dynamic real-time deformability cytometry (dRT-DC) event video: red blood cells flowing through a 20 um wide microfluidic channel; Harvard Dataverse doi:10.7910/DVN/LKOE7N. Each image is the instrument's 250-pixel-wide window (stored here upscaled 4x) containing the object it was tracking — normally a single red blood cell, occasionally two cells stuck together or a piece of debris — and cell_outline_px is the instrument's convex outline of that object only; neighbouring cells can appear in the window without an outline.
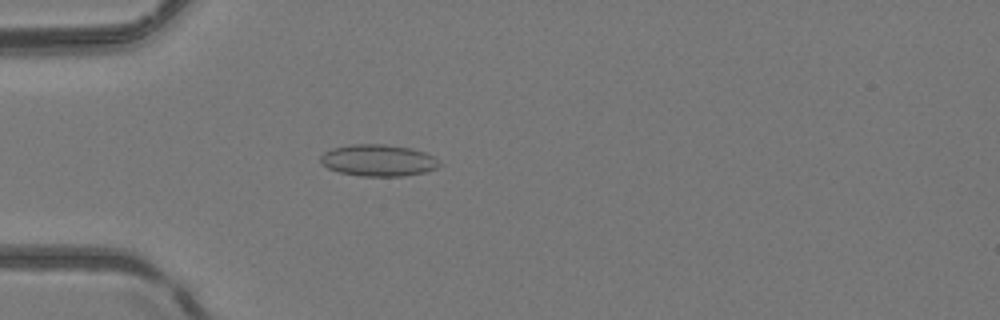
{"species": "common noctule bat (a hibernating species)", "species_latin": "Nyctalus noctula", "temperature_condition": "room temperature", "stored_images_in_passage": 51, "camera_frame_rate_fps": 3000, "um_per_image_px": 0.085, "animal": {"sex": "female", "body_mass_g": 24.6, "forearm_length_mm": 56.2}, "frame": {"image": 1, "passage_image": 16, "time_ms": 5.0, "image_size_px": [1000, 320], "cell_outline_px": [[444, 164], [436, 168], [424, 172], [404, 176], [360, 176], [340, 172], [328, 168], [320, 160], [320, 156], [324, 152], [332, 148], [352, 144], [384, 144], [412, 148], [424, 152], [432, 156]], "centroid_in_image_um": [32.17, 13.63], "position_along_channel_um": 52.8, "area_um2": 21.96}}
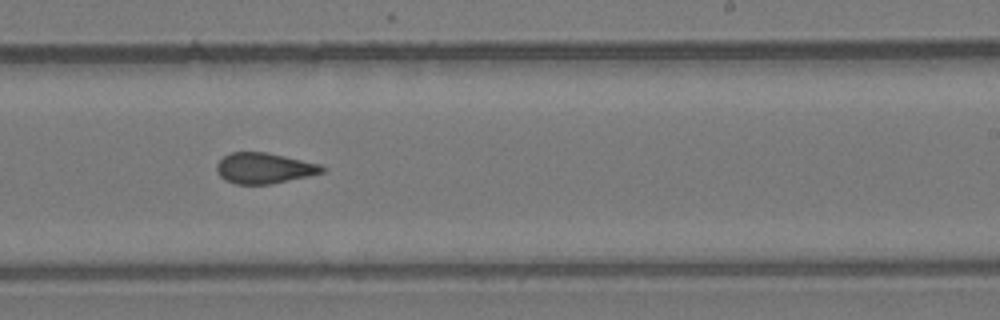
{"frame": {"image": 2, "passage_image": 32, "time_ms": 10.333, "image_size_px": [1000, 320], "cell_outline_px": [[328, 168], [324, 172], [308, 176], [268, 184], [236, 184], [224, 180], [216, 172], [216, 164], [224, 156], [232, 152], [264, 152], [284, 156], [320, 164]], "centroid_in_image_um": [22.44, 14.29], "position_along_channel_um": 266.6, "area_um2": 18.79}}
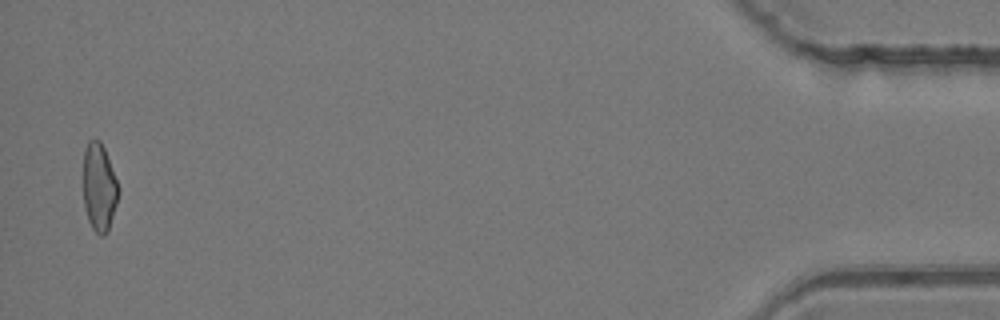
{"frame": {"image": 3, "passage_image": 50, "time_ms": 16.333, "image_size_px": [1000, 320], "cell_outline_px": [[120, 192], [108, 232], [104, 236], [100, 236], [92, 228], [88, 220], [84, 208], [84, 148], [88, 140], [100, 140], [104, 148], [116, 180]], "centroid_in_image_um": [8.43, 15.95], "position_along_channel_um": 426.8, "area_um2": 17.98}, "authors_computed_cell_mechanics": {"area_um2": 19.363, "velocity_mm_per_s": 4.2002, "shape_relaxation_time_tau1_ms": null, "shape_relaxation_time_tau2_ms": 2.0472, "deformation_change_tau1": null, "deformation_change_tau2": 0.0701}}